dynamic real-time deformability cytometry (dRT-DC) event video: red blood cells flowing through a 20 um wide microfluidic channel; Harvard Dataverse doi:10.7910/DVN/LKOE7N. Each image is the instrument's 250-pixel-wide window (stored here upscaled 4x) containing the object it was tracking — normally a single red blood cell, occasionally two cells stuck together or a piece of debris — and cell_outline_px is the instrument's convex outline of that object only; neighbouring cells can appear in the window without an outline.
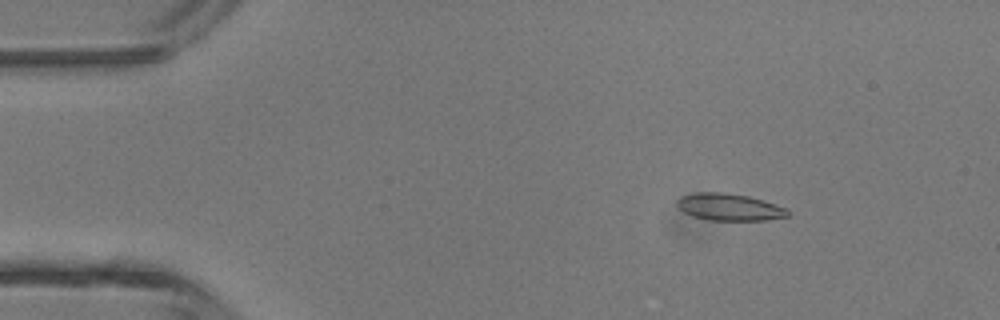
{"species": "common noctule bat (a hibernating species)", "species_latin": "Nyctalus noctula", "temperature_condition": "room temperature", "stored_images_in_passage": 4, "camera_frame_rate_fps": 3000, "um_per_image_px": 0.085, "animal": {"sex": "male", "body_mass_g": 13.3}, "frame": {"image": 1, "passage_image": 1, "time_ms": 0.0, "image_size_px": [1000, 320], "cell_outline_px": [[792, 212], [788, 216], [768, 220], [708, 220], [692, 216], [684, 212], [676, 204], [676, 200], [680, 196], [696, 192], [724, 192], [748, 196], [764, 200], [788, 208]], "centroid_in_image_um": [62.02, 17.6], "position_along_channel_um": 23.0, "area_um2": 17.69}}